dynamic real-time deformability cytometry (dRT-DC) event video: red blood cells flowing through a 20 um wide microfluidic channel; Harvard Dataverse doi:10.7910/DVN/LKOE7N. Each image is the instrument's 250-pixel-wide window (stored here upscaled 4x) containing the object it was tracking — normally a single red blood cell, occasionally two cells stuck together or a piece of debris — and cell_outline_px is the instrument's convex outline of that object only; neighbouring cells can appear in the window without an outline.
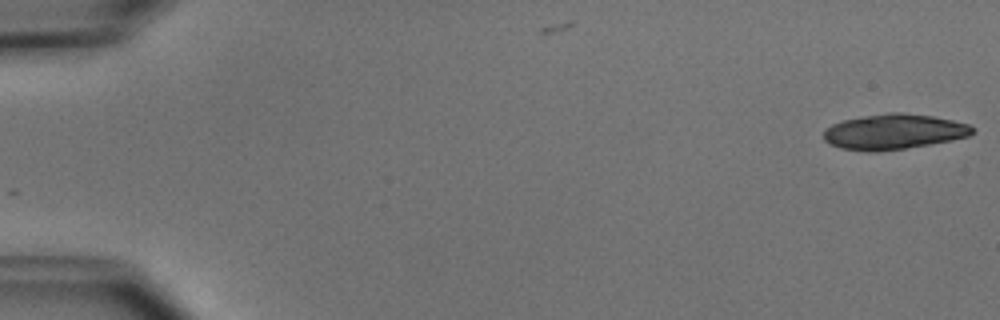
{"species": "common noctule bat (a hibernating species)", "species_latin": "Nyctalus noctula", "temperature_condition": "cold", "stored_images_in_passage": 2, "camera_frame_rate_fps": 3000, "um_per_image_px": 0.085, "animal": {"sex": "male", "body_mass_g": 15.6}, "frame": {"image": 1, "passage_image": 2, "time_ms": 1.333, "image_size_px": [1000, 320], "cell_outline_px": [[972, 132], [968, 136], [952, 140], [904, 148], [876, 152], [868, 152], [840, 148], [824, 140], [824, 132], [832, 124], [844, 120], [864, 116], [892, 112], [900, 112], [932, 116], [952, 120], [968, 124], [972, 128]], "centroid_in_image_um": [75.95, 11.2], "position_along_channel_um": 9.0, "area_um2": 30.17}}